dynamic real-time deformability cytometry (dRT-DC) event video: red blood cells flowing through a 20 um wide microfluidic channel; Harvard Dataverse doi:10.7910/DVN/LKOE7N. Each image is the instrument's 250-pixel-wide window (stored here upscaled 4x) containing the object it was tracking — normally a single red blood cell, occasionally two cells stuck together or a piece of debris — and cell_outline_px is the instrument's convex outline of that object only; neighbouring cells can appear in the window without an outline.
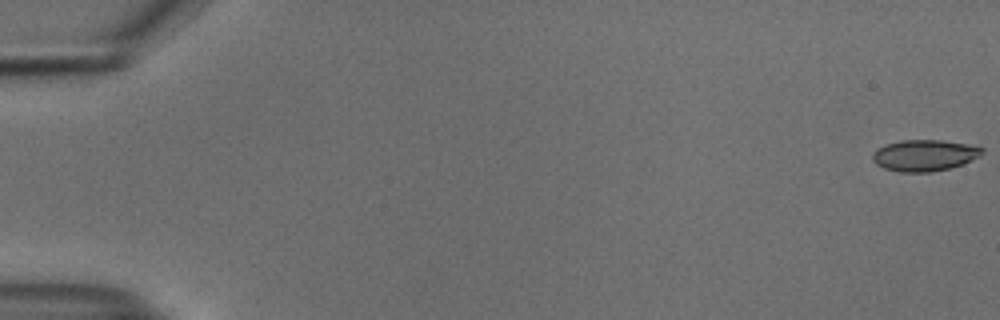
{"species": "common noctule bat (a hibernating species)", "species_latin": "Nyctalus noctula", "temperature_condition": "cold", "stored_images_in_passage": 55, "camera_frame_rate_fps": 3000, "um_per_image_px": 0.085, "animal": {"sex": "male", "body_mass_g": 18.8}, "frame": {"image": 1, "passage_image": 1, "time_ms": 0.0, "image_size_px": [1000, 320], "cell_outline_px": [[984, 152], [980, 156], [964, 164], [932, 172], [900, 172], [884, 168], [876, 164], [872, 160], [872, 152], [876, 148], [884, 144], [900, 140], [944, 140], [984, 148]], "centroid_in_image_um": [78.54, 13.2], "position_along_channel_um": 6.5, "area_um2": 20.17}}
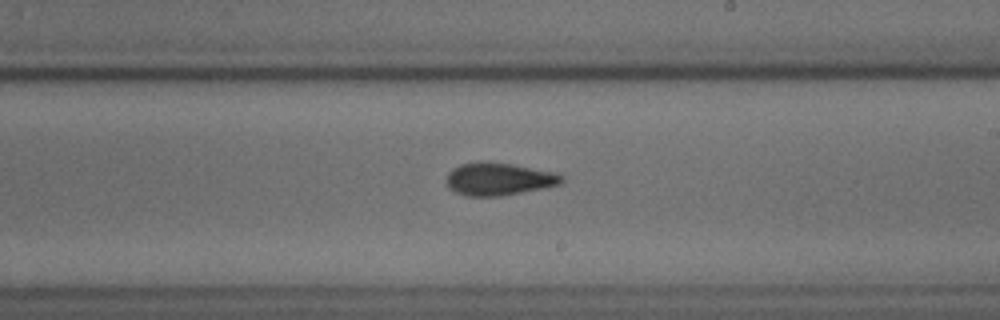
{"frame": {"image": 2, "passage_image": 33, "time_ms": 10.667, "image_size_px": [1000, 320], "cell_outline_px": [[564, 180], [560, 184], [544, 188], [500, 196], [468, 196], [456, 192], [448, 188], [448, 172], [452, 168], [460, 164], [476, 160], [480, 160], [512, 164], [560, 172], [564, 176]], "centroid_in_image_um": [42.43, 15.19], "position_along_channel_um": 246.6, "area_um2": 22.31}}
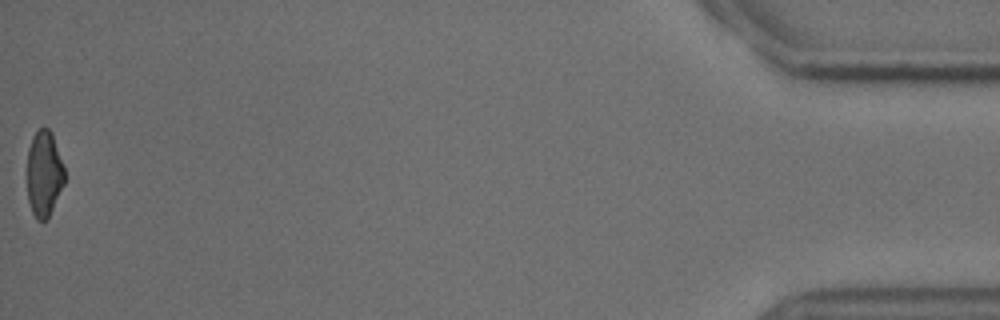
{"frame": {"image": 3, "passage_image": 55, "time_ms": 18.0, "image_size_px": [1000, 320], "cell_outline_px": [[64, 184], [48, 216], [44, 220], [36, 220], [32, 212], [28, 200], [28, 148], [32, 136], [40, 128], [48, 128], [52, 132], [64, 168]], "centroid_in_image_um": [3.74, 14.74], "position_along_channel_um": 431.5, "area_um2": 18.44}, "authors_computed_cell_mechanics": {"area_um2": 21.0392, "velocity_mm_per_s": 3.7568, "shape_relaxation_time_tau1_ms": 4.8162, "shape_relaxation_time_tau2_ms": 2.8277, "deformation_change_tau1": 0.1256, "deformation_change_tau2": 0.0925}}